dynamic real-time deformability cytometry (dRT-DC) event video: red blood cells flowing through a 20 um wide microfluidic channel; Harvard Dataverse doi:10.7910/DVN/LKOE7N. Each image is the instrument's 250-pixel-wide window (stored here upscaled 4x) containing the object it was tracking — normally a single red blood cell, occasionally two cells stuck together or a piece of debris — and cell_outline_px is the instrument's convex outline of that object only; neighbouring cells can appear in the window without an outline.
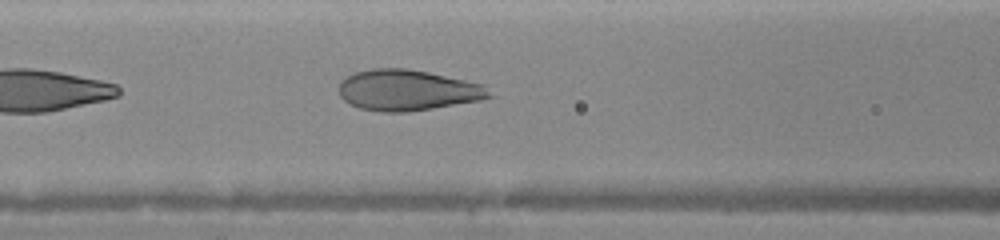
{"species": "human", "species_latin": "Homo sapiens", "temperature_condition": "warm", "stored_images_in_passage": 7, "camera_frame_rate_fps": 3000, "um_per_image_px": 0.085, "donor": {"sex": "female"}, "frame": {"image": 1, "passage_image": 7, "time_ms": 2.667, "image_size_px": [1000, 240], "cell_outline_px": [[492, 96], [480, 100], [408, 112], [380, 112], [360, 108], [344, 100], [340, 96], [340, 84], [348, 76], [356, 72], [372, 68], [404, 68], [428, 72], [484, 84]], "centroid_in_image_um": [34.64, 7.67], "position_along_channel_um": 132.0, "area_um2": 35.43}}